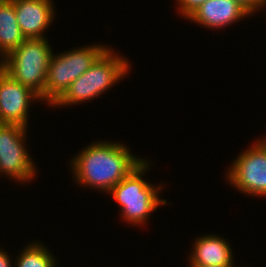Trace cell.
Instances as JSON below:
<instances>
[{
  "mask_svg": "<svg viewBox=\"0 0 266 267\" xmlns=\"http://www.w3.org/2000/svg\"><path fill=\"white\" fill-rule=\"evenodd\" d=\"M132 149L121 140L108 138L91 141L68 158V171L71 172L73 184L107 195L146 159V156L135 155Z\"/></svg>",
  "mask_w": 266,
  "mask_h": 267,
  "instance_id": "1",
  "label": "cell"
},
{
  "mask_svg": "<svg viewBox=\"0 0 266 267\" xmlns=\"http://www.w3.org/2000/svg\"><path fill=\"white\" fill-rule=\"evenodd\" d=\"M154 161L147 158L128 176L114 186L107 194L108 198L117 203L119 219L130 227H138L144 230L149 223L153 213L157 212L160 206H168V202L162 196L167 183L160 181L154 184L146 174H151ZM149 172V173H148ZM146 176V177H145ZM165 187V188H164ZM119 206V207H118Z\"/></svg>",
  "mask_w": 266,
  "mask_h": 267,
  "instance_id": "2",
  "label": "cell"
},
{
  "mask_svg": "<svg viewBox=\"0 0 266 267\" xmlns=\"http://www.w3.org/2000/svg\"><path fill=\"white\" fill-rule=\"evenodd\" d=\"M113 47L115 46H109L50 108L58 110L92 102L108 94V91L128 78L134 63H131V58L124 56L125 53L122 54L118 47Z\"/></svg>",
  "mask_w": 266,
  "mask_h": 267,
  "instance_id": "3",
  "label": "cell"
},
{
  "mask_svg": "<svg viewBox=\"0 0 266 267\" xmlns=\"http://www.w3.org/2000/svg\"><path fill=\"white\" fill-rule=\"evenodd\" d=\"M94 43V44H93ZM72 49L53 52L45 83V106L50 108L73 81L87 71L96 59L110 46L96 42ZM62 51V52H61Z\"/></svg>",
  "mask_w": 266,
  "mask_h": 267,
  "instance_id": "4",
  "label": "cell"
},
{
  "mask_svg": "<svg viewBox=\"0 0 266 267\" xmlns=\"http://www.w3.org/2000/svg\"><path fill=\"white\" fill-rule=\"evenodd\" d=\"M50 39L26 38L5 57V72L38 94L43 104L47 70L54 52Z\"/></svg>",
  "mask_w": 266,
  "mask_h": 267,
  "instance_id": "5",
  "label": "cell"
},
{
  "mask_svg": "<svg viewBox=\"0 0 266 267\" xmlns=\"http://www.w3.org/2000/svg\"><path fill=\"white\" fill-rule=\"evenodd\" d=\"M29 131L22 125L0 123V178L23 187L34 183L40 174L29 148Z\"/></svg>",
  "mask_w": 266,
  "mask_h": 267,
  "instance_id": "6",
  "label": "cell"
},
{
  "mask_svg": "<svg viewBox=\"0 0 266 267\" xmlns=\"http://www.w3.org/2000/svg\"><path fill=\"white\" fill-rule=\"evenodd\" d=\"M253 140L229 162L223 180L245 197L266 199V143L259 135Z\"/></svg>",
  "mask_w": 266,
  "mask_h": 267,
  "instance_id": "7",
  "label": "cell"
},
{
  "mask_svg": "<svg viewBox=\"0 0 266 267\" xmlns=\"http://www.w3.org/2000/svg\"><path fill=\"white\" fill-rule=\"evenodd\" d=\"M43 102L29 87L15 81L5 71L0 72V123L18 124L29 129L31 108ZM34 104V105H33Z\"/></svg>",
  "mask_w": 266,
  "mask_h": 267,
  "instance_id": "8",
  "label": "cell"
},
{
  "mask_svg": "<svg viewBox=\"0 0 266 267\" xmlns=\"http://www.w3.org/2000/svg\"><path fill=\"white\" fill-rule=\"evenodd\" d=\"M193 240V248L190 247V253H186V266L246 267L244 263V266H237L234 248L225 236L208 232L199 234Z\"/></svg>",
  "mask_w": 266,
  "mask_h": 267,
  "instance_id": "9",
  "label": "cell"
},
{
  "mask_svg": "<svg viewBox=\"0 0 266 267\" xmlns=\"http://www.w3.org/2000/svg\"><path fill=\"white\" fill-rule=\"evenodd\" d=\"M18 25L25 38H49L47 33L56 20L54 0H11ZM51 27V28H50Z\"/></svg>",
  "mask_w": 266,
  "mask_h": 267,
  "instance_id": "10",
  "label": "cell"
},
{
  "mask_svg": "<svg viewBox=\"0 0 266 267\" xmlns=\"http://www.w3.org/2000/svg\"><path fill=\"white\" fill-rule=\"evenodd\" d=\"M252 16L237 2L233 0H207L197 8L186 20L200 28L210 31L227 30L235 27L236 23ZM233 25V26H232Z\"/></svg>",
  "mask_w": 266,
  "mask_h": 267,
  "instance_id": "11",
  "label": "cell"
},
{
  "mask_svg": "<svg viewBox=\"0 0 266 267\" xmlns=\"http://www.w3.org/2000/svg\"><path fill=\"white\" fill-rule=\"evenodd\" d=\"M25 39L17 22L13 2L0 0V52L6 57Z\"/></svg>",
  "mask_w": 266,
  "mask_h": 267,
  "instance_id": "12",
  "label": "cell"
},
{
  "mask_svg": "<svg viewBox=\"0 0 266 267\" xmlns=\"http://www.w3.org/2000/svg\"><path fill=\"white\" fill-rule=\"evenodd\" d=\"M27 241L21 250L15 253V267H59V258L40 239Z\"/></svg>",
  "mask_w": 266,
  "mask_h": 267,
  "instance_id": "13",
  "label": "cell"
},
{
  "mask_svg": "<svg viewBox=\"0 0 266 267\" xmlns=\"http://www.w3.org/2000/svg\"><path fill=\"white\" fill-rule=\"evenodd\" d=\"M175 3L176 14L180 19L186 20L197 8L207 0H173Z\"/></svg>",
  "mask_w": 266,
  "mask_h": 267,
  "instance_id": "14",
  "label": "cell"
},
{
  "mask_svg": "<svg viewBox=\"0 0 266 267\" xmlns=\"http://www.w3.org/2000/svg\"><path fill=\"white\" fill-rule=\"evenodd\" d=\"M240 4L254 19L259 14V0H233Z\"/></svg>",
  "mask_w": 266,
  "mask_h": 267,
  "instance_id": "15",
  "label": "cell"
},
{
  "mask_svg": "<svg viewBox=\"0 0 266 267\" xmlns=\"http://www.w3.org/2000/svg\"><path fill=\"white\" fill-rule=\"evenodd\" d=\"M1 247L2 245L0 244V267H15V255H12L13 253H11L9 250H6V247Z\"/></svg>",
  "mask_w": 266,
  "mask_h": 267,
  "instance_id": "16",
  "label": "cell"
},
{
  "mask_svg": "<svg viewBox=\"0 0 266 267\" xmlns=\"http://www.w3.org/2000/svg\"><path fill=\"white\" fill-rule=\"evenodd\" d=\"M266 0H259V14L265 13L266 11Z\"/></svg>",
  "mask_w": 266,
  "mask_h": 267,
  "instance_id": "17",
  "label": "cell"
},
{
  "mask_svg": "<svg viewBox=\"0 0 266 267\" xmlns=\"http://www.w3.org/2000/svg\"><path fill=\"white\" fill-rule=\"evenodd\" d=\"M5 71V57L0 52V72Z\"/></svg>",
  "mask_w": 266,
  "mask_h": 267,
  "instance_id": "18",
  "label": "cell"
},
{
  "mask_svg": "<svg viewBox=\"0 0 266 267\" xmlns=\"http://www.w3.org/2000/svg\"><path fill=\"white\" fill-rule=\"evenodd\" d=\"M263 135V136H262ZM259 136L266 143V132Z\"/></svg>",
  "mask_w": 266,
  "mask_h": 267,
  "instance_id": "19",
  "label": "cell"
},
{
  "mask_svg": "<svg viewBox=\"0 0 266 267\" xmlns=\"http://www.w3.org/2000/svg\"><path fill=\"white\" fill-rule=\"evenodd\" d=\"M187 267H204V266H187ZM209 267H214V266H209Z\"/></svg>",
  "mask_w": 266,
  "mask_h": 267,
  "instance_id": "20",
  "label": "cell"
}]
</instances>
